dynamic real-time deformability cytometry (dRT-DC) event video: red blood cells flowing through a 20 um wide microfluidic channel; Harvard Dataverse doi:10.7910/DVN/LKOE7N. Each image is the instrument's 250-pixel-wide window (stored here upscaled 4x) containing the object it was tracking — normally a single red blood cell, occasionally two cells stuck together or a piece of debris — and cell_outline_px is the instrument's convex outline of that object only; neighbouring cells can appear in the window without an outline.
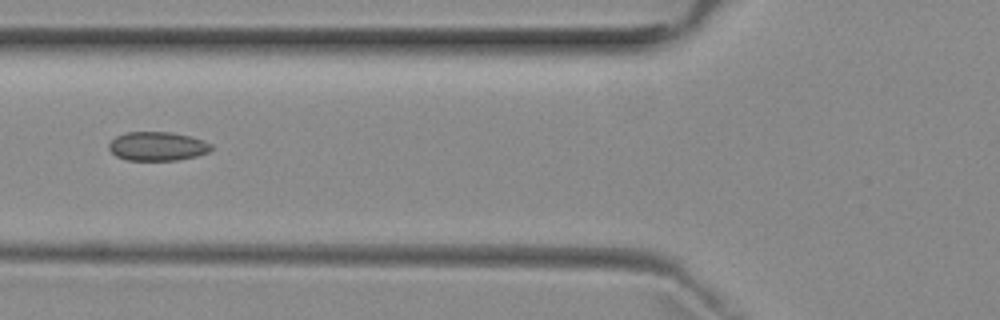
{"species": "common noctule bat (a hibernating species)", "species_latin": "Nyctalus noctula", "temperature_condition": "room temperature", "stored_images_in_passage": 6, "camera_frame_rate_fps": 3000, "um_per_image_px": 0.085, "animal": {"sex": "female", "body_mass_g": 29.2, "forearm_length_mm": 56.3}, "frame": {"image": 1, "passage_image": 6, "time_ms": 6.0, "image_size_px": [1000, 320], "cell_outline_px": [[212, 148], [208, 152], [196, 156], [176, 160], [128, 160], [116, 156], [108, 148], [108, 144], [116, 136], [128, 132], [172, 132], [204, 140], [212, 144]], "centroid_in_image_um": [13.38, 12.43], "position_along_channel_um": 112.4, "area_um2": 17.17}}